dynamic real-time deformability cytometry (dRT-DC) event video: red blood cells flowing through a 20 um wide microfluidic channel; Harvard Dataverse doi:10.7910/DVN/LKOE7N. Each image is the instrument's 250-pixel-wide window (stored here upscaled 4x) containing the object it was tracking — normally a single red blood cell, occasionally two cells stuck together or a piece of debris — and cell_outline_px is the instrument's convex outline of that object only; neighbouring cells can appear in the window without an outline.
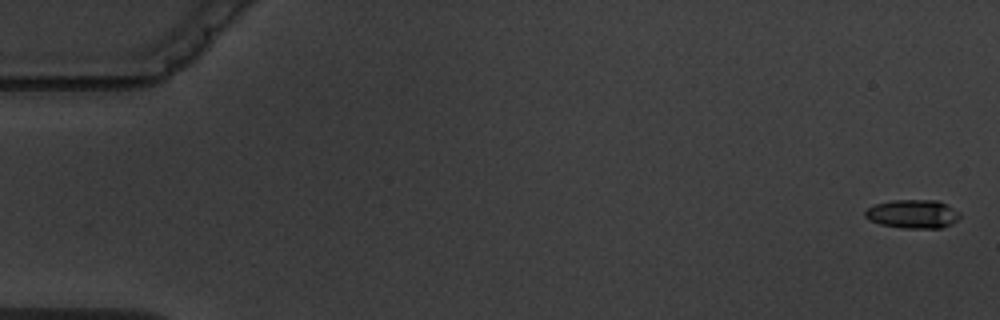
{"species": "common noctule bat (a hibernating species)", "species_latin": "Nyctalus noctula", "temperature_condition": "warm", "stored_images_in_passage": 5, "camera_frame_rate_fps": 3000, "um_per_image_px": 0.085, "animal": {"sex": "male", "body_mass_g": 19.5, "forearm_length_mm": 54.6}, "frame": {"image": 1, "passage_image": 1, "time_ms": 0.0, "image_size_px": [1000, 320], "cell_outline_px": [[960, 216], [956, 220], [940, 228], [900, 228], [880, 224], [864, 216], [864, 212], [872, 204], [892, 200], [936, 200], [948, 204], [960, 212]], "centroid_in_image_um": [77.57, 18.17], "position_along_channel_um": 7.4, "area_um2": 15.84}}
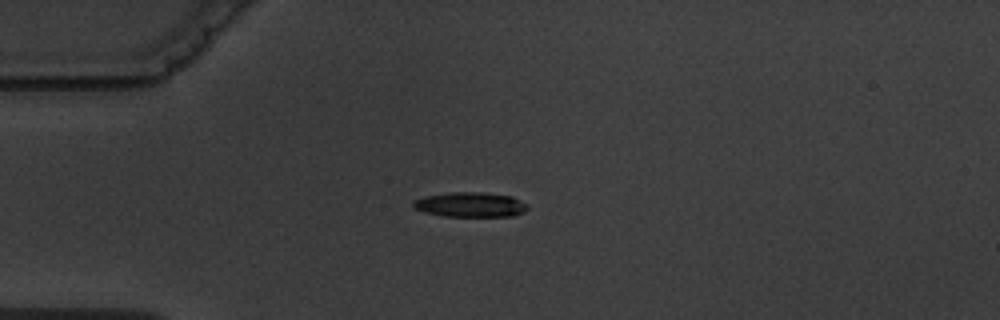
{"frame": {"image": 2, "passage_image": 5, "time_ms": 4.667, "image_size_px": [1000, 320], "cell_outline_px": [[528, 208], [524, 212], [512, 216], [444, 216], [424, 212], [412, 208], [412, 200], [424, 196], [452, 192], [480, 192], [512, 196], [528, 204]], "centroid_in_image_um": [39.95, 17.39], "position_along_channel_um": 45.0, "area_um2": 16.65}}